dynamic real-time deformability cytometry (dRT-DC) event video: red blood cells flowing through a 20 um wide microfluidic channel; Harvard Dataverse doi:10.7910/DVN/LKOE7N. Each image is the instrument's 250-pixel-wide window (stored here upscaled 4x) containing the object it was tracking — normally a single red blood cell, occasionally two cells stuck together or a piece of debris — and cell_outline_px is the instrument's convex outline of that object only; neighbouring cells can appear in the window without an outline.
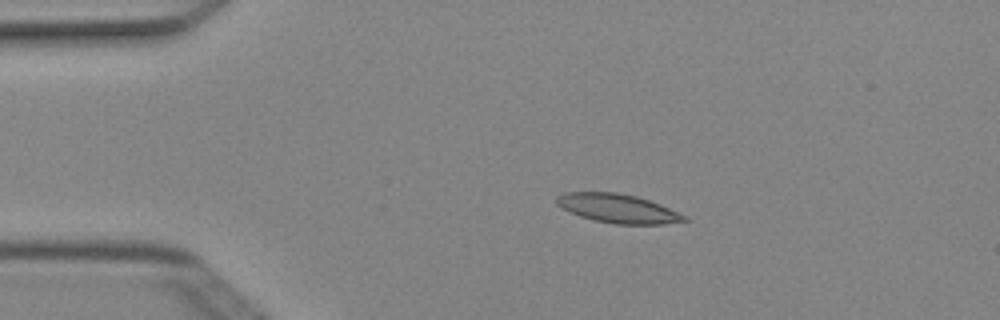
{"species": "Egyptian fruit bat (a non-hibernating species)", "species_latin": "Rousettus aegyptiacus", "temperature_condition": "cold", "stored_images_in_passage": 4, "camera_frame_rate_fps": 3000, "um_per_image_px": 0.085, "animal": {"sex": "female"}, "frame": {"image": 1, "passage_image": 3, "time_ms": 0.667, "image_size_px": [1000, 320], "cell_outline_px": [[688, 220], [664, 224], [616, 224], [592, 220], [580, 216], [556, 204], [556, 196], [564, 192], [616, 192], [636, 196], [660, 204], [688, 216]], "centroid_in_image_um": [52.53, 17.71], "position_along_channel_um": 32.5, "area_um2": 21.44}}
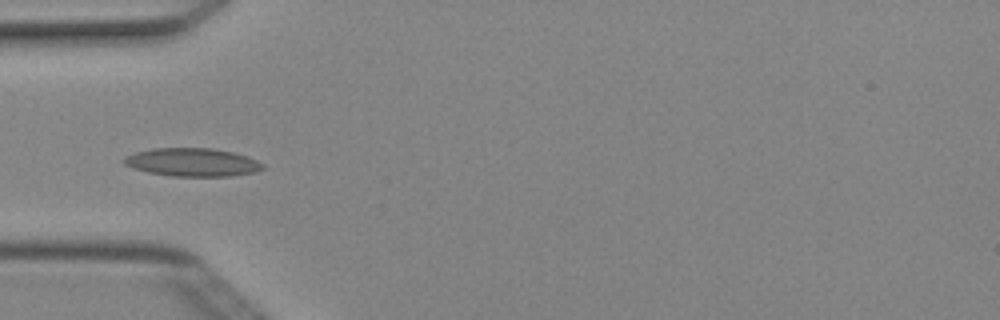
{"frame": {"image": 2, "passage_image": 4, "time_ms": 1.0, "image_size_px": [1000, 320], "cell_outline_px": [[264, 168], [256, 172], [232, 176], [172, 176], [148, 172], [132, 168], [124, 164], [120, 160], [124, 156], [136, 152], [152, 148], [212, 148], [232, 152], [248, 156], [264, 164]], "centroid_in_image_um": [16.33, 13.79], "position_along_channel_um": 68.7, "area_um2": 23.0}}